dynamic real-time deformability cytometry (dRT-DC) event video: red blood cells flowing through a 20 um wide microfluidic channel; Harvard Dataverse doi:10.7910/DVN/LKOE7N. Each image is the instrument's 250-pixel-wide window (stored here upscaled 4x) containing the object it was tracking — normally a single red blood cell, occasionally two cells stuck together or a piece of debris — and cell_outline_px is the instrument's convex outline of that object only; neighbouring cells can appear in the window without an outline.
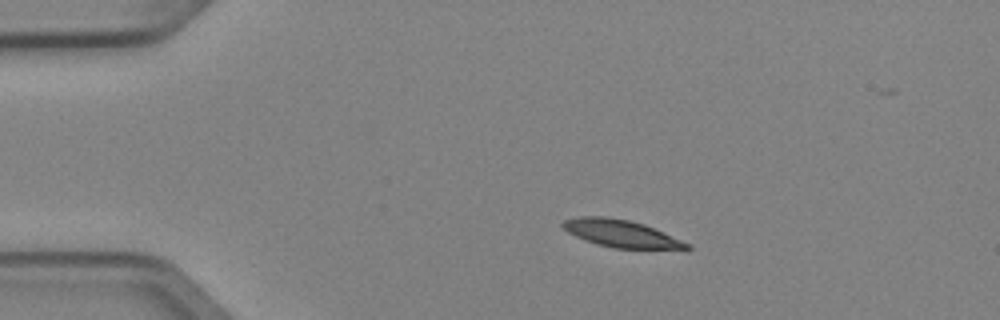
{"species": "Egyptian fruit bat (a non-hibernating species)", "species_latin": "Rousettus aegyptiacus", "temperature_condition": "cold", "stored_images_in_passage": 3, "camera_frame_rate_fps": 3000, "um_per_image_px": 0.085, "animal": {"sex": "female"}, "frame": {"image": 1, "passage_image": 1, "time_ms": 0.0, "image_size_px": [1000, 320], "cell_outline_px": [[692, 248], [612, 248], [596, 244], [584, 240], [568, 232], [560, 224], [564, 220], [580, 216], [604, 216], [628, 220], [644, 224], [692, 244]], "centroid_in_image_um": [52.76, 19.84], "position_along_channel_um": 32.2, "area_um2": 19.54}}
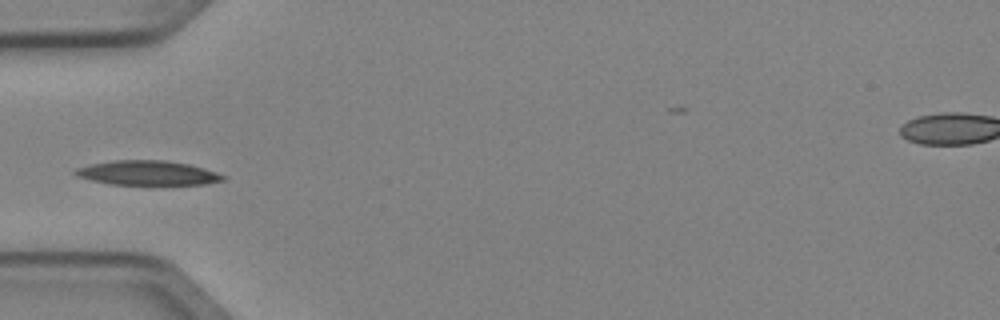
{"frame": {"image": 2, "passage_image": 3, "time_ms": 0.667, "image_size_px": [1000, 320], "cell_outline_px": [[228, 176], [224, 180], [204, 184], [152, 188], [108, 184], [76, 176], [72, 172], [76, 168], [92, 164], [112, 160], [164, 160], [188, 164], [204, 168]], "centroid_in_image_um": [12.58, 14.76], "position_along_channel_um": 72.4, "area_um2": 22.37}}